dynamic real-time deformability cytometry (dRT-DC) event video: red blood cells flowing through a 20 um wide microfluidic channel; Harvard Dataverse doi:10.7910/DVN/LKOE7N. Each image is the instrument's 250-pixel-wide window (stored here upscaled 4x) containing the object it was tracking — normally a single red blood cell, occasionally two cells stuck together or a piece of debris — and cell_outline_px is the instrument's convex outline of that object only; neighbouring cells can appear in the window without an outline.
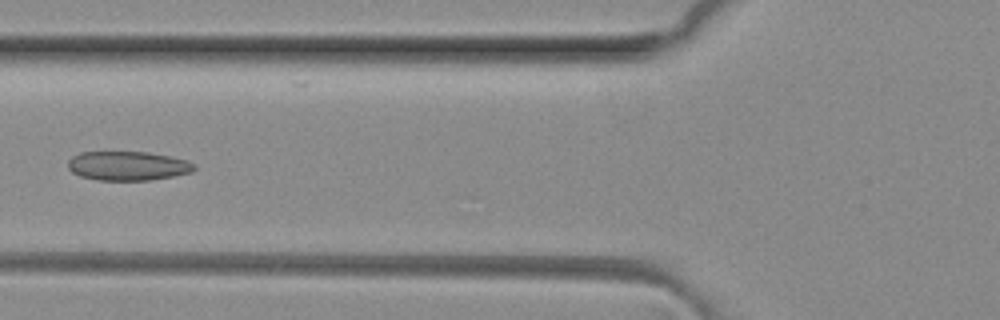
{"species": "common noctule bat (a hibernating species)", "species_latin": "Nyctalus noctula", "temperature_condition": "room temperature", "stored_images_in_passage": 6, "camera_frame_rate_fps": 3000, "um_per_image_px": 0.085, "animal": {"sex": "female", "body_mass_g": 29.2, "forearm_length_mm": 56.3}, "frame": {"image": 1, "passage_image": 5, "time_ms": 1.333, "image_size_px": [1000, 320], "cell_outline_px": [[196, 168], [192, 172], [152, 180], [96, 180], [80, 176], [72, 172], [68, 168], [68, 160], [72, 156], [80, 152], [148, 152], [172, 156], [196, 164]], "centroid_in_image_um": [10.86, 14.09], "position_along_channel_um": 114.9, "area_um2": 21.56}}
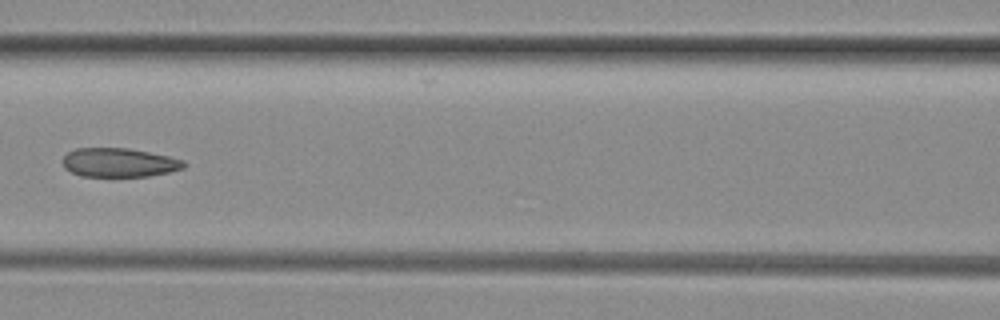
{"frame": {"image": 2, "passage_image": 6, "time_ms": 1.667, "image_size_px": [1000, 320], "cell_outline_px": [[188, 164], [184, 168], [168, 172], [148, 176], [80, 176], [64, 168], [60, 160], [68, 152], [76, 148], [128, 148], [168, 156], [184, 160]], "centroid_in_image_um": [10.1, 13.81], "position_along_channel_um": 156.5, "area_um2": 20.52}}